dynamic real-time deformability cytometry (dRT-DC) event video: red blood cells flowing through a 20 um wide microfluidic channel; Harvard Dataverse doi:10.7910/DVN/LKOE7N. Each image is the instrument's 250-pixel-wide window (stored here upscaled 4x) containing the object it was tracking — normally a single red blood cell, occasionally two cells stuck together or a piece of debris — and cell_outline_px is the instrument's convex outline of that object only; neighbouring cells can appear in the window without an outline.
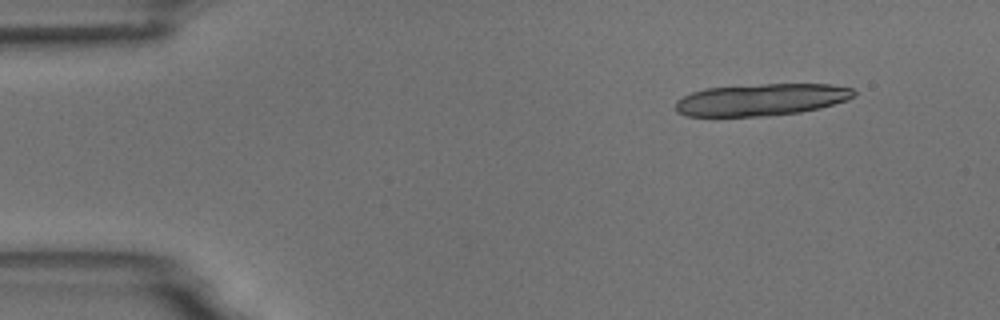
{"species": "common noctule bat (a hibernating species)", "species_latin": "Nyctalus noctula", "temperature_condition": "room temperature", "stored_images_in_passage": 13, "camera_frame_rate_fps": 3000, "um_per_image_px": 0.085, "animal": {"sex": "male", "body_mass_g": 18.8}, "frame": {"image": 1, "passage_image": 1, "time_ms": 0.0, "image_size_px": [1000, 320], "cell_outline_px": [[856, 96], [848, 100], [820, 108], [800, 112], [768, 116], [684, 116], [676, 112], [676, 100], [692, 92], [704, 88], [760, 84], [832, 84], [852, 88], [856, 92]], "centroid_in_image_um": [64.73, 8.47], "position_along_channel_um": 20.3, "area_um2": 33.52}}